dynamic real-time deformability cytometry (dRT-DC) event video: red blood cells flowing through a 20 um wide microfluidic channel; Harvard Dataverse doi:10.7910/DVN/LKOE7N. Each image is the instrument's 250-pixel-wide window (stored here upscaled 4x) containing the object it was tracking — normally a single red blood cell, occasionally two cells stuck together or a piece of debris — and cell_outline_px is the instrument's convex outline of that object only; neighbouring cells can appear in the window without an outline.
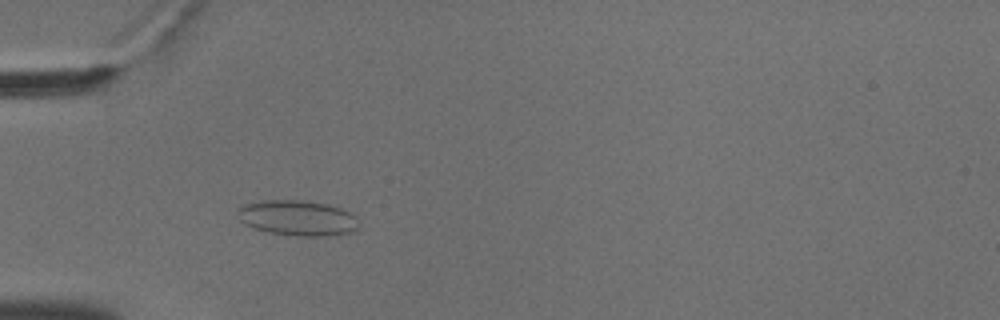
{"species": "common noctule bat (a hibernating species)", "species_latin": "Nyctalus noctula", "temperature_condition": "cold", "stored_images_in_passage": 56, "camera_frame_rate_fps": 3000, "um_per_image_px": 0.085, "animal": {"sex": "male", "body_mass_g": 18.8}, "frame": {"image": 1, "passage_image": 18, "time_ms": 5.667, "image_size_px": [1000, 320], "cell_outline_px": [[360, 228], [352, 232], [336, 236], [296, 236], [268, 232], [252, 228], [244, 224], [240, 220], [240, 208], [244, 204], [264, 200], [300, 200], [328, 204], [340, 208], [356, 216]], "centroid_in_image_um": [25.35, 18.55], "position_along_channel_um": 59.7, "area_um2": 25.14}}
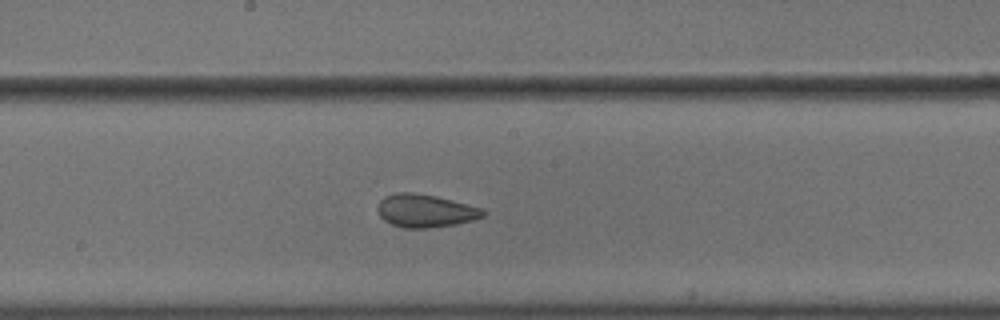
{"frame": {"image": 2, "passage_image": 31, "time_ms": 10.0, "image_size_px": [1000, 320], "cell_outline_px": [[484, 216], [472, 220], [456, 224], [428, 228], [404, 228], [392, 224], [384, 220], [380, 216], [376, 208], [380, 200], [384, 196], [396, 192], [416, 192], [436, 196], [484, 208]], "centroid_in_image_um": [36.13, 17.9], "position_along_channel_um": 212.1, "area_um2": 20.4}}
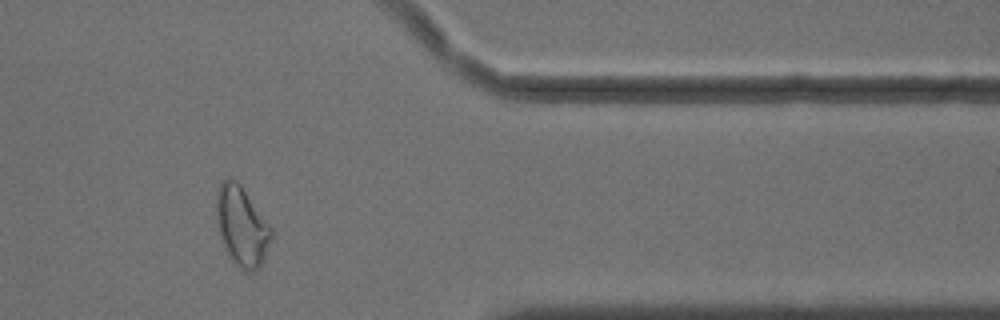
{"frame": {"image": 3, "passage_image": 47, "time_ms": 15.333, "image_size_px": [1000, 320], "cell_outline_px": [[272, 236], [260, 268], [252, 272], [248, 272], [236, 264], [228, 252], [220, 236], [216, 224], [216, 192], [220, 184], [228, 176], [236, 180], [240, 184], [272, 228]], "centroid_in_image_um": [20.54, 19.19], "position_along_channel_um": 390.9, "area_um2": 25.2}, "authors_computed_cell_mechanics": {"area_um2": 24.4494, "velocity_mm_per_s": 3.6305, "shape_relaxation_time_tau1_ms": null, "shape_relaxation_time_tau2_ms": 1.5433, "deformation_change_tau1": null, "deformation_change_tau2": 0.074}}